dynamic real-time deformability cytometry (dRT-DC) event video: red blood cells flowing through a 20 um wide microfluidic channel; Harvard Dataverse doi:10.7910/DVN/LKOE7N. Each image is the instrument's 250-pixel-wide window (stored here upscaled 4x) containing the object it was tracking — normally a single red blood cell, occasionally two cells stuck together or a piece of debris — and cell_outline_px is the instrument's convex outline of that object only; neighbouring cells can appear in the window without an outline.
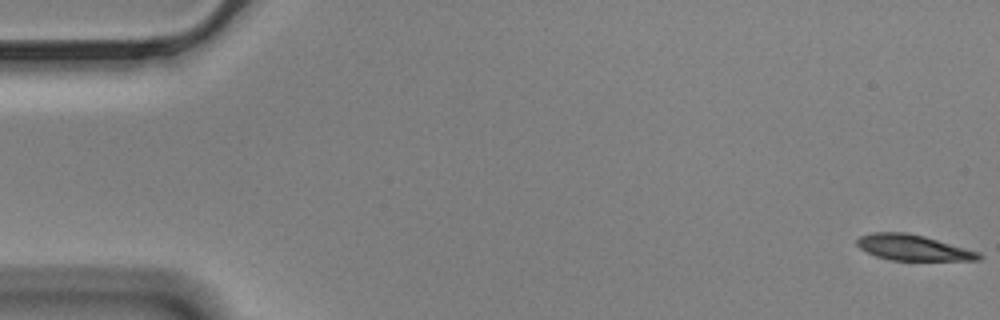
{"species": "Egyptian fruit bat (a non-hibernating species)", "species_latin": "Rousettus aegyptiacus", "temperature_condition": "cold", "stored_images_in_passage": 58, "camera_frame_rate_fps": 3000, "um_per_image_px": 0.085, "animal": {"sex": "male"}, "frame": {"image": 1, "passage_image": 1, "time_ms": 0.0, "image_size_px": [1000, 320], "cell_outline_px": [[984, 256], [980, 260], [892, 260], [876, 256], [860, 248], [856, 244], [856, 240], [860, 236], [872, 232], [904, 232], [924, 236], [980, 252]], "centroid_in_image_um": [77.62, 21.04], "position_along_channel_um": 7.4, "area_um2": 18.15}}
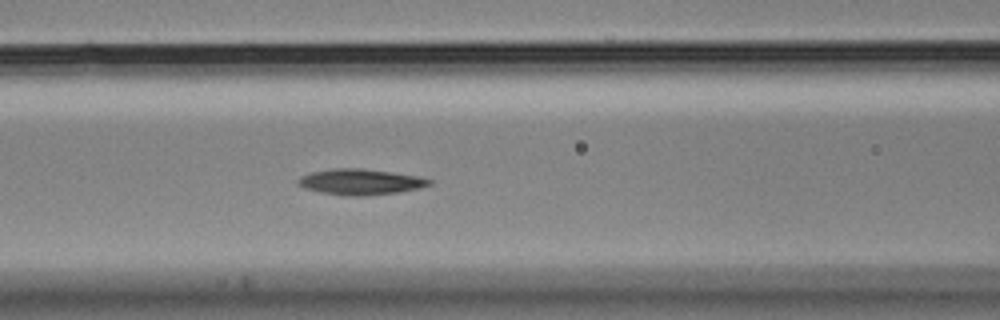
{"frame": {"image": 2, "passage_image": 24, "time_ms": 7.667, "image_size_px": [1000, 320], "cell_outline_px": [[432, 184], [420, 188], [400, 192], [364, 196], [344, 196], [320, 192], [304, 188], [296, 184], [296, 180], [300, 176], [312, 172], [332, 168], [360, 168], [416, 176], [432, 180]], "centroid_in_image_um": [30.59, 15.47], "position_along_channel_um": 136.0, "area_um2": 19.77}}
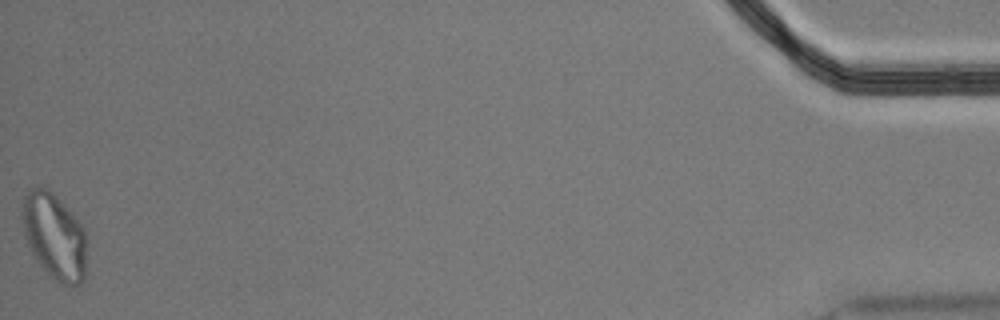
{"frame": {"image": 3, "passage_image": 58, "time_ms": 19.0, "image_size_px": [1000, 320], "cell_outline_px": [[84, 280], [80, 284], [64, 284], [48, 276], [36, 260], [28, 244], [24, 232], [20, 216], [20, 204], [24, 196], [32, 188], [48, 188], [72, 212], [84, 228]], "centroid_in_image_um": [4.57, 20.05], "position_along_channel_um": 430.6, "area_um2": 32.14}, "authors_computed_cell_mechanics": {"area_um2": 19.3052, "velocity_mm_per_s": 3.4595, "shape_relaxation_time_tau1_ms": 8.9982, "shape_relaxation_time_tau2_ms": 6.5588, "deformation_change_tau1": 0.2141, "deformation_change_tau2": 0.1427}}